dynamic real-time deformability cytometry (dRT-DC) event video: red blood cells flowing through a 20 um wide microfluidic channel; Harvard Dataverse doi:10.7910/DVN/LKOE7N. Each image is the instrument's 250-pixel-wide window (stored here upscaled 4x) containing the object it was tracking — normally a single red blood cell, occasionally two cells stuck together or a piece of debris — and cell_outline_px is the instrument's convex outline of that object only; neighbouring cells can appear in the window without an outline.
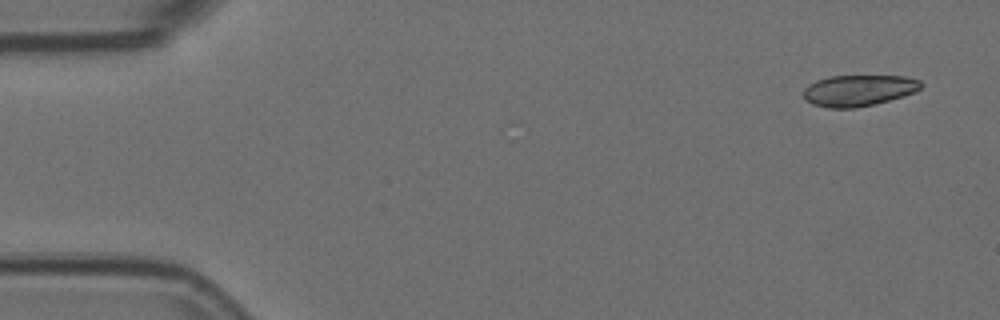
{"species": "Egyptian fruit bat (a non-hibernating species)", "species_latin": "Rousettus aegyptiacus", "temperature_condition": "room temperature", "stored_images_in_passage": 5, "camera_frame_rate_fps": 3000, "um_per_image_px": 0.085, "animal": {"sex": "female"}, "frame": {"image": 1, "passage_image": 1, "time_ms": 0.0, "image_size_px": [1000, 320], "cell_outline_px": [[924, 84], [916, 92], [904, 96], [856, 108], [828, 108], [812, 104], [804, 100], [804, 88], [808, 84], [816, 80], [828, 76], [904, 76], [920, 80]], "centroid_in_image_um": [72.97, 7.68], "position_along_channel_um": 12.0, "area_um2": 21.5}}
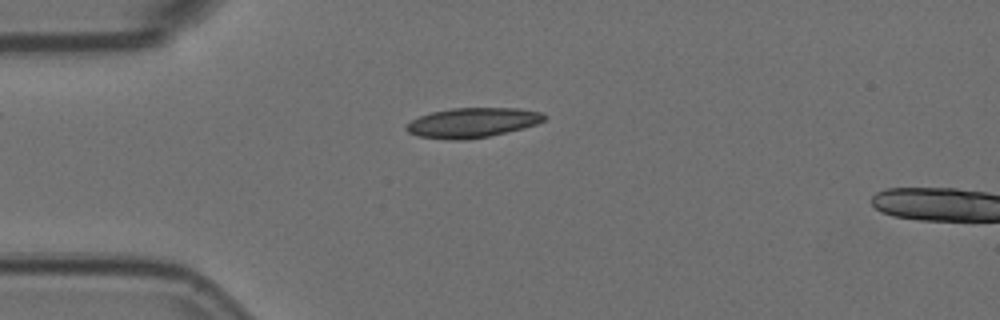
{"frame": {"image": 2, "passage_image": 4, "time_ms": 1.0, "image_size_px": [1000, 320], "cell_outline_px": [[548, 116], [544, 120], [536, 124], [524, 128], [488, 136], [468, 140], [452, 140], [416, 136], [408, 132], [404, 128], [404, 124], [420, 116], [432, 112], [452, 108], [520, 108], [544, 112]], "centroid_in_image_um": [40.16, 10.42], "position_along_channel_um": 44.8, "area_um2": 24.16}}